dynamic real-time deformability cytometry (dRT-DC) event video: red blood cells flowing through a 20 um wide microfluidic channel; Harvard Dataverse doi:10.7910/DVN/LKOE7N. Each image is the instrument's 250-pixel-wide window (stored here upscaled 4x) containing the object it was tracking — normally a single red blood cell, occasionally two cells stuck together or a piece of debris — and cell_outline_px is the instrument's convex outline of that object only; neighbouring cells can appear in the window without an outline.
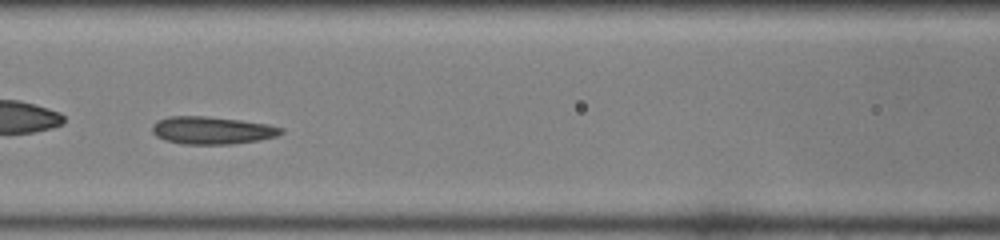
{"species": "common noctule bat (a hibernating species)", "species_latin": "Nyctalus noctula", "temperature_condition": "room temperature", "stored_images_in_passage": 39, "camera_frame_rate_fps": 3000, "um_per_image_px": 0.085, "animal": {"sex": "female", "body_mass_g": 22.0, "forearm_length_mm": 56.7}, "frame": {"image": 1, "passage_image": 12, "time_ms": 3.667, "image_size_px": [1000, 240], "cell_outline_px": [[284, 132], [276, 136], [260, 140], [232, 144], [184, 144], [164, 140], [156, 136], [152, 132], [152, 124], [156, 120], [168, 116], [204, 116], [240, 120], [268, 124], [284, 128]], "centroid_in_image_um": [18.0, 11.08], "position_along_channel_um": 148.6, "area_um2": 20.87}}